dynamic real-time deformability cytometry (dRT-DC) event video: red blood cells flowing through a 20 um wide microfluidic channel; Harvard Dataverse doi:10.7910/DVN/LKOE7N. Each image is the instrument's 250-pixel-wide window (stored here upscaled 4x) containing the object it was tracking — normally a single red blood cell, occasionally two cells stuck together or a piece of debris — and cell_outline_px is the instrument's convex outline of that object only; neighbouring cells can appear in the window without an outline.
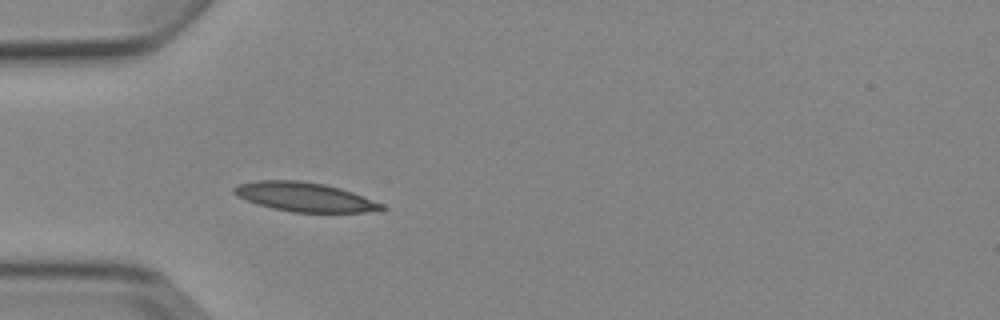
{"species": "Egyptian fruit bat (a non-hibernating species)", "species_latin": "Rousettus aegyptiacus", "temperature_condition": "cold", "stored_images_in_passage": 3, "camera_frame_rate_fps": 3000, "um_per_image_px": 0.085, "animal": {"sex": "female"}, "frame": {"image": 1, "passage_image": 3, "time_ms": 3.0, "image_size_px": [1000, 320], "cell_outline_px": [[388, 208], [364, 212], [292, 212], [272, 208], [236, 196], [232, 192], [232, 188], [240, 184], [256, 180], [300, 180], [324, 184], [340, 188], [352, 192], [384, 204]], "centroid_in_image_um": [25.89, 16.73], "position_along_channel_um": 59.1, "area_um2": 24.91}}